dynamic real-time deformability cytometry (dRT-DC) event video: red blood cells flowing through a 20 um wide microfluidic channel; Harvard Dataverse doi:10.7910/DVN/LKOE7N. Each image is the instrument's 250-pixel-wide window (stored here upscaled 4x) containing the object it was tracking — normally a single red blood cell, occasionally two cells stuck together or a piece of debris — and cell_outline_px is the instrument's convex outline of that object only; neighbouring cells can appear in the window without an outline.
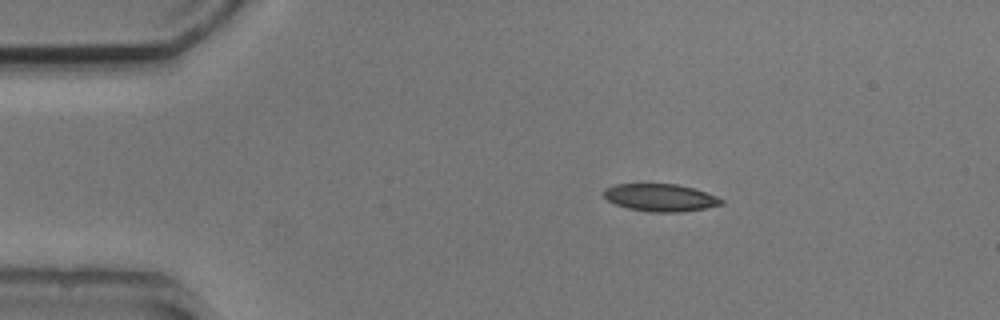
{"species": "common noctule bat (a hibernating species)", "species_latin": "Nyctalus noctula", "temperature_condition": "cold", "stored_images_in_passage": 5, "camera_frame_rate_fps": 3000, "um_per_image_px": 0.085, "animal": {"sex": "male", "body_mass_g": 20.5, "forearm_length_mm": 52.5}, "frame": {"image": 1, "passage_image": 1, "time_ms": 0.0, "image_size_px": [1000, 320], "cell_outline_px": [[724, 204], [684, 212], [652, 212], [628, 208], [604, 200], [600, 192], [604, 188], [616, 184], [676, 184], [696, 188], [716, 196], [724, 200]], "centroid_in_image_um": [56.09, 16.79], "position_along_channel_um": 28.9, "area_um2": 19.13}}
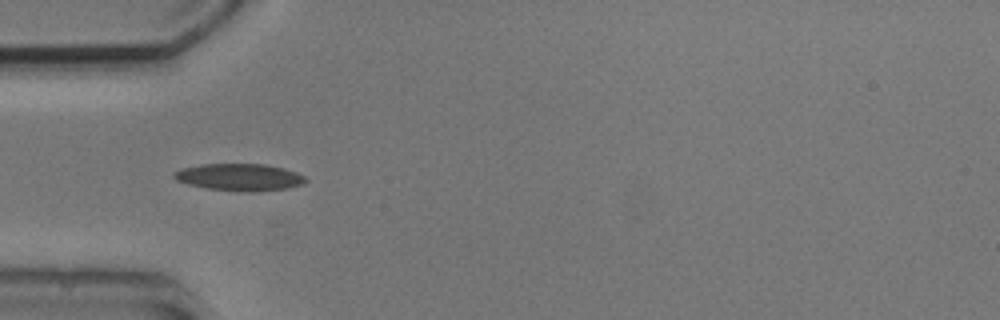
{"frame": {"image": 2, "passage_image": 3, "time_ms": 2.333, "image_size_px": [1000, 320], "cell_outline_px": [[308, 180], [304, 184], [288, 188], [256, 192], [248, 192], [204, 188], [188, 184], [176, 180], [172, 176], [172, 172], [180, 168], [200, 164], [264, 164], [284, 168], [296, 172], [304, 176]], "centroid_in_image_um": [20.34, 15.06], "position_along_channel_um": 64.7, "area_um2": 21.04}}